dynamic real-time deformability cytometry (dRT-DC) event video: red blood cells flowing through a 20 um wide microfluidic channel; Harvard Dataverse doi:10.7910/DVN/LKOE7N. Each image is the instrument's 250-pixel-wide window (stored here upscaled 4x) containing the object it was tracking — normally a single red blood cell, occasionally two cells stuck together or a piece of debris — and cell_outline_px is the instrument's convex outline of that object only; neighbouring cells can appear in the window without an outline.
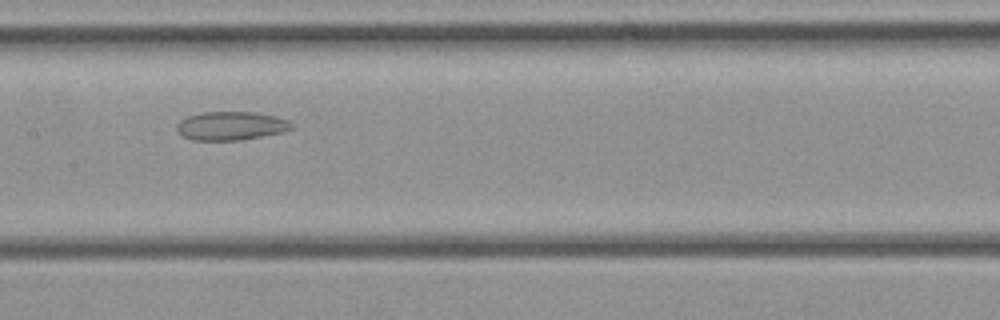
{"species": "common noctule bat (a hibernating species)", "species_latin": "Nyctalus noctula", "temperature_condition": "cold", "stored_images_in_passage": 34, "camera_frame_rate_fps": 3000, "um_per_image_px": 0.085, "animal": {"sex": "female", "body_mass_g": 21.9}, "frame": {"image": 1, "passage_image": 17, "time_ms": 5.333, "image_size_px": [1000, 320], "cell_outline_px": [[296, 128], [284, 132], [240, 140], [192, 140], [180, 136], [176, 132], [176, 124], [180, 120], [188, 116], [204, 112], [256, 112], [276, 116], [288, 120]], "centroid_in_image_um": [19.63, 10.7], "position_along_channel_um": 187.8, "area_um2": 19.42}}
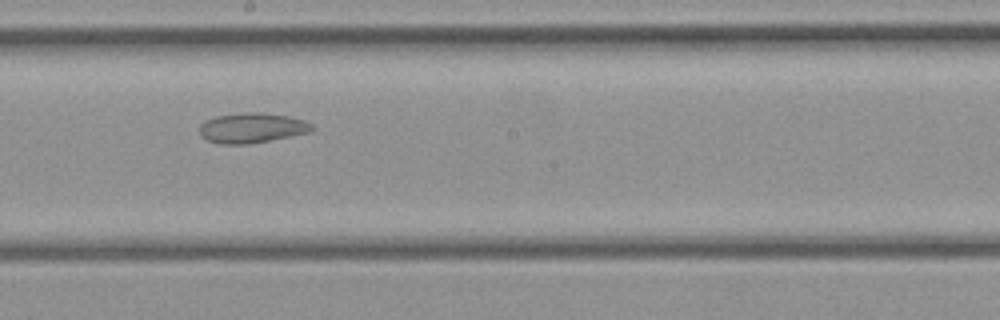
{"frame": {"image": 2, "passage_image": 19, "time_ms": 6.0, "image_size_px": [1000, 320], "cell_outline_px": [[316, 128], [308, 132], [272, 140], [248, 144], [224, 144], [208, 140], [200, 136], [200, 124], [216, 116], [244, 112], [260, 112], [292, 116], [304, 120], [312, 124]], "centroid_in_image_um": [21.44, 10.86], "position_along_channel_um": 226.8, "area_um2": 19.71}}
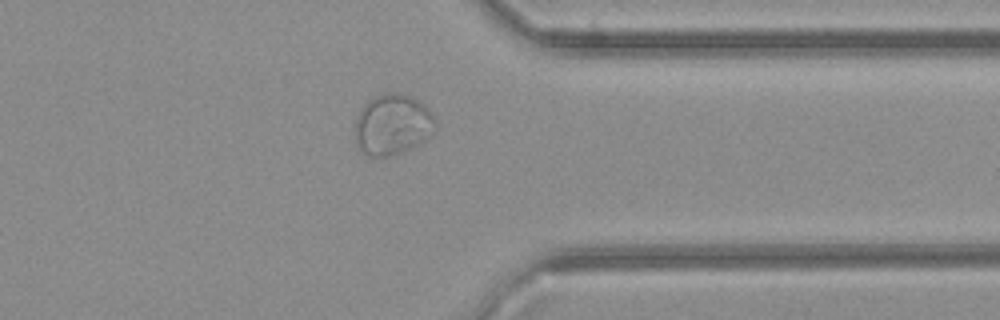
{"frame": {"image": 3, "passage_image": 27, "time_ms": 8.667, "image_size_px": [1000, 320], "cell_outline_px": [[436, 128], [420, 144], [404, 152], [392, 156], [364, 156], [360, 152], [356, 144], [352, 132], [356, 116], [360, 108], [368, 100], [376, 96], [388, 92], [396, 92], [412, 96], [424, 104], [432, 112], [436, 120]], "centroid_in_image_um": [33.32, 10.6], "position_along_channel_um": 378.1, "area_um2": 29.36}}